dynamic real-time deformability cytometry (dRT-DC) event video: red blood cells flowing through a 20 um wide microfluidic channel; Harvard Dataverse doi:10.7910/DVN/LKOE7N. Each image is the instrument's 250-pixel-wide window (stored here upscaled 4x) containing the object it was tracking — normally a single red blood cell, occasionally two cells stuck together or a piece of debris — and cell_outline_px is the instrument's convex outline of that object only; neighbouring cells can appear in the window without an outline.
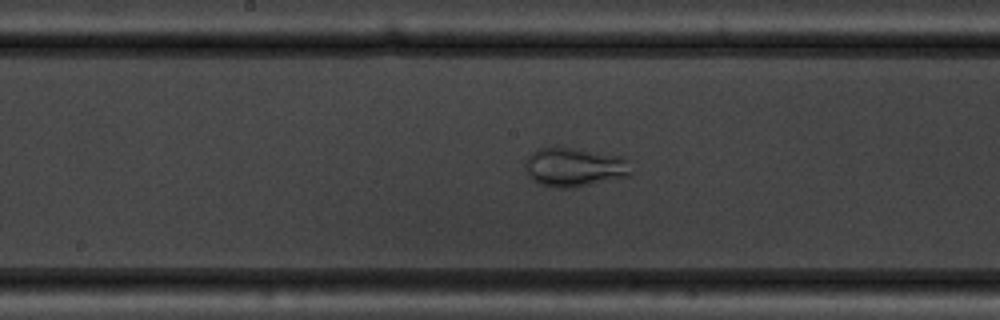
{"species": "common noctule bat (a hibernating species)", "species_latin": "Nyctalus noctula", "temperature_condition": "warm", "stored_images_in_passage": 45, "camera_frame_rate_fps": 3000, "um_per_image_px": 0.085, "animal": {"sex": "male", "body_mass_g": 19.5, "forearm_length_mm": 54.6}, "frame": {"image": 1, "passage_image": 20, "time_ms": 6.333, "image_size_px": [1000, 320], "cell_outline_px": [[632, 172], [628, 176], [576, 188], [556, 188], [540, 184], [532, 180], [528, 176], [524, 168], [524, 160], [532, 152], [540, 148], [576, 148], [620, 156], [628, 160]], "centroid_in_image_um": [48.8, 14.23], "position_along_channel_um": 199.4, "area_um2": 24.28}}
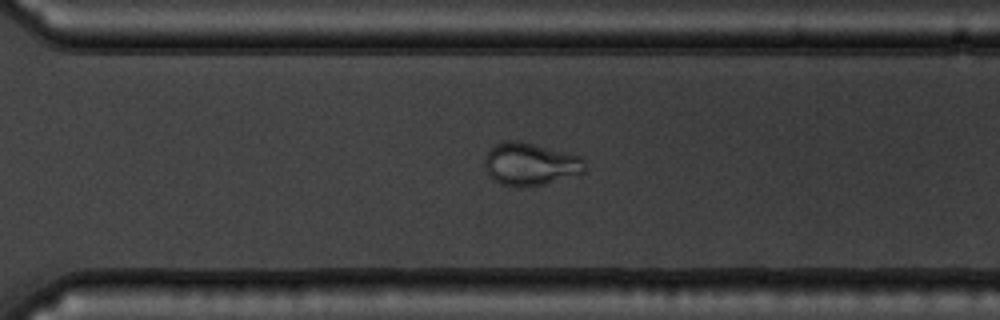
{"frame": {"image": 2, "passage_image": 30, "time_ms": 9.667, "image_size_px": [1000, 320], "cell_outline_px": [[588, 168], [584, 172], [544, 184], [516, 188], [500, 184], [484, 168], [484, 156], [496, 144], [508, 140], [512, 140], [532, 144], [580, 156], [584, 160]], "centroid_in_image_um": [45.07, 13.96], "position_along_channel_um": 325.5, "area_um2": 24.62}}
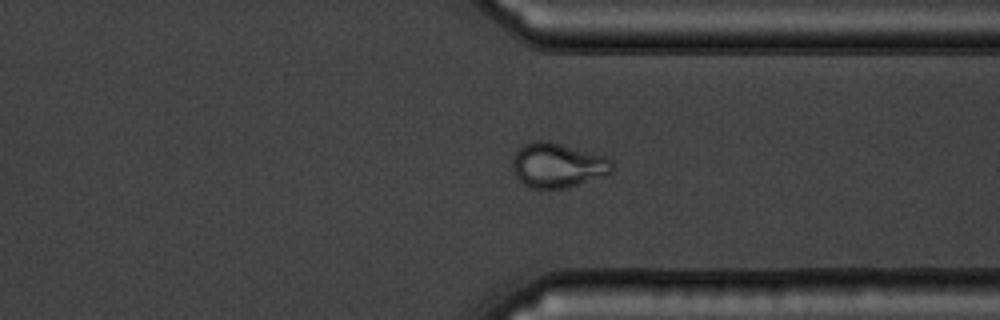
{"frame": {"image": 3, "passage_image": 33, "time_ms": 10.667, "image_size_px": [1000, 320], "cell_outline_px": [[612, 172], [604, 176], [568, 188], [528, 188], [516, 176], [512, 168], [512, 160], [516, 152], [524, 144], [536, 140], [548, 140], [608, 156], [612, 160]], "centroid_in_image_um": [47.42, 14.04], "position_along_channel_um": 364.0, "area_um2": 26.24}, "authors_computed_cell_mechanics": {"area_um2": 26.9348, "velocity_mm_per_s": 3.8082, "shape_relaxation_time_tau1_ms": 5.0828, "shape_relaxation_time_tau2_ms": 1.4429, "deformation_change_tau1": 0.1148, "deformation_change_tau2": 0.0495}}